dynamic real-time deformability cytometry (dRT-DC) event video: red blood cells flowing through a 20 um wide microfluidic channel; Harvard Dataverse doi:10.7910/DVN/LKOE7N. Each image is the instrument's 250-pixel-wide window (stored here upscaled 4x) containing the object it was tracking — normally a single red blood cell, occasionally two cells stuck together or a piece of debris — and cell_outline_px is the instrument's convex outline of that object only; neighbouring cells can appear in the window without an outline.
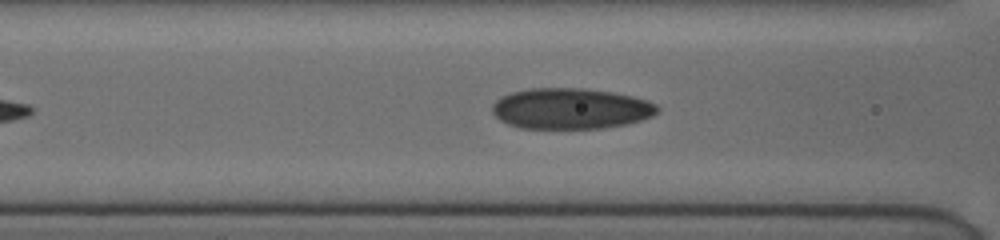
{"species": "human", "species_latin": "Homo sapiens", "temperature_condition": "cold", "stored_images_in_passage": 36, "camera_frame_rate_fps": 3000, "um_per_image_px": 0.085, "donor": {"sex": "female"}, "frame": {"image": 1, "passage_image": 9, "time_ms": 3.0, "image_size_px": [1000, 240], "cell_outline_px": [[660, 108], [652, 116], [628, 124], [604, 128], [520, 128], [508, 124], [500, 120], [492, 112], [492, 104], [500, 96], [512, 92], [528, 88], [584, 88], [612, 92], [632, 96], [648, 100], [656, 104]], "centroid_in_image_um": [48.5, 9.22], "position_along_channel_um": 118.1, "area_um2": 39.48}}
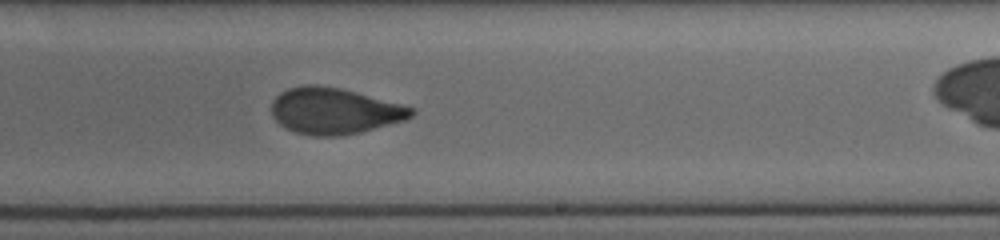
{"frame": {"image": 2, "passage_image": 19, "time_ms": 6.667, "image_size_px": [1000, 240], "cell_outline_px": [[416, 112], [412, 116], [404, 120], [360, 132], [340, 136], [312, 136], [296, 132], [280, 124], [272, 116], [272, 100], [280, 92], [288, 88], [304, 84], [316, 84], [340, 88], [416, 108]], "centroid_in_image_um": [28.4, 9.42], "position_along_channel_um": 260.6, "area_um2": 37.57}}
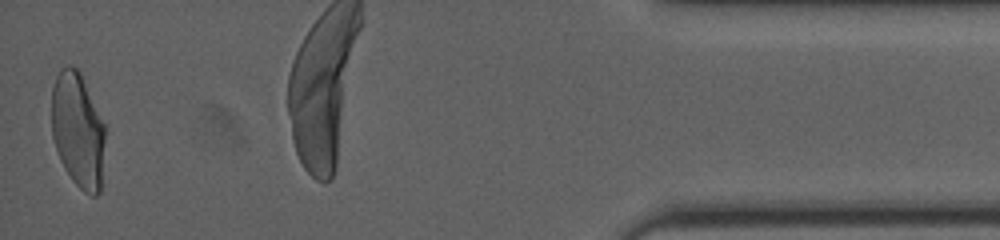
{"frame": {"image": 3, "passage_image": 36, "time_ms": 12.667, "image_size_px": [1000, 240], "cell_outline_px": [[104, 140], [100, 192], [96, 196], [92, 196], [84, 192], [72, 180], [64, 168], [60, 160], [52, 136], [52, 88], [56, 76], [60, 68], [68, 64], [76, 68], [80, 72], [104, 124]], "centroid_in_image_um": [6.6, 11.06], "position_along_channel_um": 428.6, "area_um2": 35.66}, "authors_computed_cell_mechanics": {"area_um2": 37.3966, "velocity_mm_per_s": 3.8795, "shape_relaxation_time_tau1_ms": 7.9294, "shape_relaxation_time_tau2_ms": 1.107, "deformation_change_tau1": 0.2204, "deformation_change_tau2": 0.0636}}